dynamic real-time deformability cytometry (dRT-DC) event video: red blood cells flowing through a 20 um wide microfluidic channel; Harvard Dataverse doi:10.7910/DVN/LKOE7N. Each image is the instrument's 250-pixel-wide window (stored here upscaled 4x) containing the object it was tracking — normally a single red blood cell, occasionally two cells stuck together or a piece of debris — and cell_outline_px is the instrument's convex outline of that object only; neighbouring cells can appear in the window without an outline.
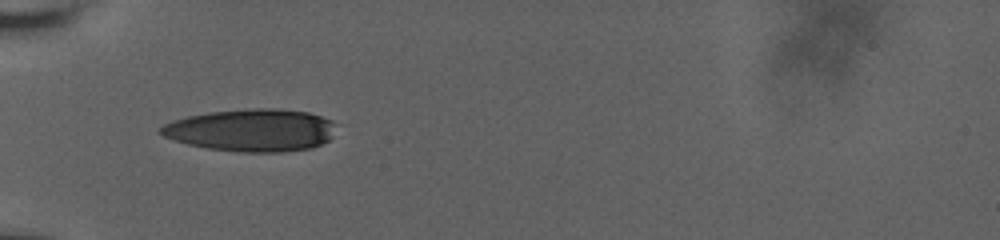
{"species": "human", "species_latin": "Homo sapiens", "temperature_condition": "room temperature", "stored_images_in_passage": 4, "camera_frame_rate_fps": 3000, "um_per_image_px": 0.085, "donor": {"sex": "male"}, "frame": {"image": 1, "passage_image": 1, "time_ms": 0.0, "image_size_px": [1000, 240], "cell_outline_px": [[336, 124], [332, 136], [328, 140], [312, 148], [280, 152], [240, 152], [208, 148], [188, 144], [164, 136], [156, 132], [164, 124], [172, 120], [188, 116], [208, 112], [252, 108], [276, 108], [308, 112], [332, 120]], "centroid_in_image_um": [21.38, 11.06], "position_along_channel_um": 63.6, "area_um2": 43.47}}
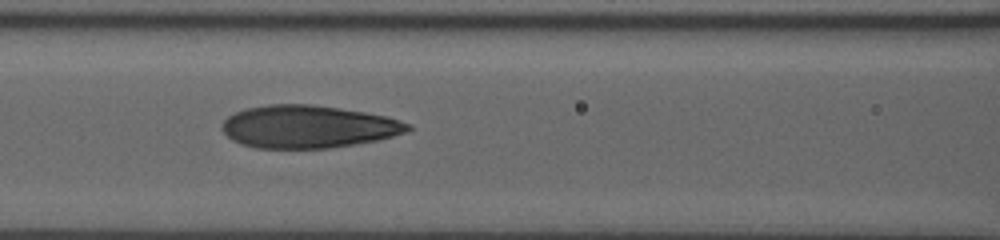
{"frame": {"image": 2, "passage_image": 3, "time_ms": 2.333, "image_size_px": [1000, 240], "cell_outline_px": [[412, 128], [404, 132], [392, 136], [376, 140], [328, 148], [256, 148], [240, 144], [232, 140], [220, 128], [220, 124], [228, 116], [244, 108], [268, 104], [312, 104], [340, 108], [364, 112], [384, 116], [408, 124]], "centroid_in_image_um": [26.1, 10.76], "position_along_channel_um": 140.5, "area_um2": 45.95}}
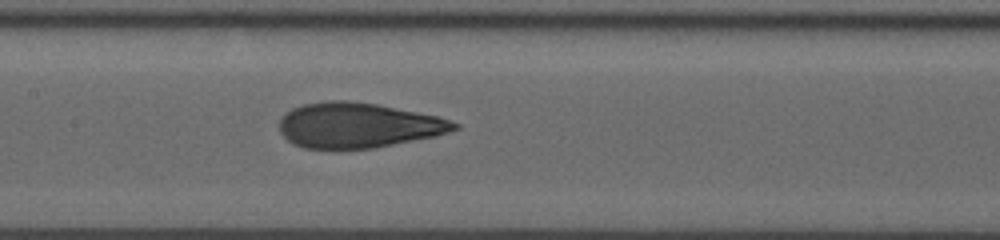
{"frame": {"image": 3, "passage_image": 4, "time_ms": 3.333, "image_size_px": [1000, 240], "cell_outline_px": [[460, 128], [436, 136], [372, 148], [304, 148], [292, 144], [280, 132], [280, 120], [284, 112], [292, 108], [304, 104], [328, 100], [348, 100], [376, 104], [440, 116], [460, 124]], "centroid_in_image_um": [30.44, 10.64], "position_along_channel_um": 177.0, "area_um2": 46.01}}